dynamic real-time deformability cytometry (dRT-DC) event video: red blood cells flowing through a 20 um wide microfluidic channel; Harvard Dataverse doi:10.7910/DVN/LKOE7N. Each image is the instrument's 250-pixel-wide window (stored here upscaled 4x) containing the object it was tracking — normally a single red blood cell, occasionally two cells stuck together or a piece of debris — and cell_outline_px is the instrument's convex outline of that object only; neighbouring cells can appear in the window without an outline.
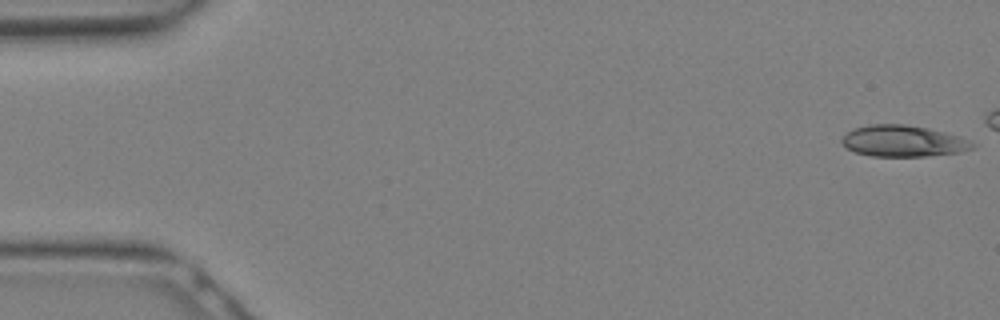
{"species": "Egyptian fruit bat (a non-hibernating species)", "species_latin": "Rousettus aegyptiacus", "temperature_condition": "warm", "stored_images_in_passage": 11, "camera_frame_rate_fps": 3000, "um_per_image_px": 0.085, "animal": {"sex": "female"}, "frame": {"image": 1, "passage_image": 1, "time_ms": 0.0, "image_size_px": [1000, 320], "cell_outline_px": [[980, 144], [972, 148], [960, 152], [924, 156], [872, 156], [856, 152], [848, 148], [840, 140], [848, 132], [856, 128], [868, 124], [904, 124], [928, 128], [960, 136]], "centroid_in_image_um": [76.82, 11.98], "position_along_channel_um": 8.2, "area_um2": 23.76}}
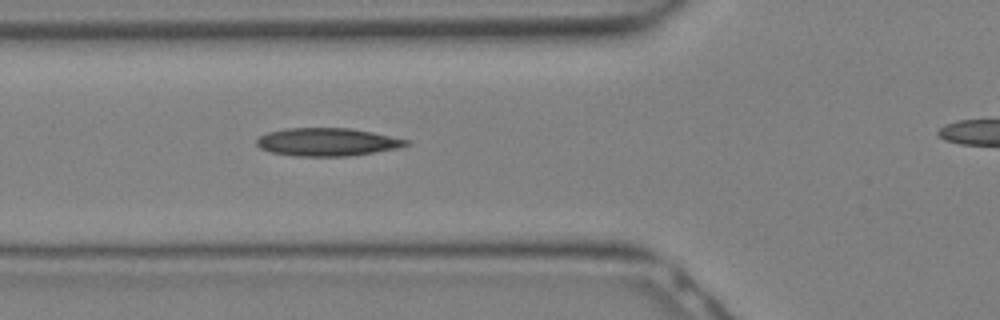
{"frame": {"image": 2, "passage_image": 11, "time_ms": 3.333, "image_size_px": [1000, 320], "cell_outline_px": [[412, 144], [400, 148], [348, 156], [296, 156], [272, 152], [260, 148], [256, 144], [256, 140], [260, 136], [268, 132], [288, 128], [352, 128], [372, 132], [408, 140]], "centroid_in_image_um": [27.84, 12.07], "position_along_channel_um": 98.0, "area_um2": 24.33}}